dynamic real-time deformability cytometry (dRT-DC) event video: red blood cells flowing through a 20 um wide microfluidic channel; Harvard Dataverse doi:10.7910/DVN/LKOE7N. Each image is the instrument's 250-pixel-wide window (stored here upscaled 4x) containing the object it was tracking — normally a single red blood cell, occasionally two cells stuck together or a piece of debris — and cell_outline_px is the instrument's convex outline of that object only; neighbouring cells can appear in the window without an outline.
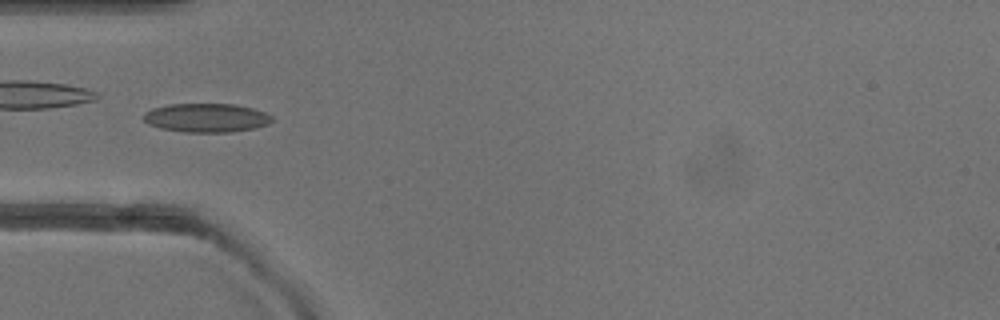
{"species": "common noctule bat (a hibernating species)", "species_latin": "Nyctalus noctula", "temperature_condition": "warm", "stored_images_in_passage": 38, "camera_frame_rate_fps": 3000, "um_per_image_px": 0.085, "animal": {"sex": "female"}, "frame": {"image": 1, "passage_image": 3, "time_ms": 0.667, "image_size_px": [1000, 320], "cell_outline_px": [[272, 120], [268, 124], [256, 128], [228, 132], [184, 132], [160, 128], [148, 124], [144, 120], [144, 112], [152, 108], [168, 104], [232, 104], [252, 108], [264, 112], [272, 116]], "centroid_in_image_um": [17.52, 10.01], "position_along_channel_um": 67.5, "area_um2": 21.56}}
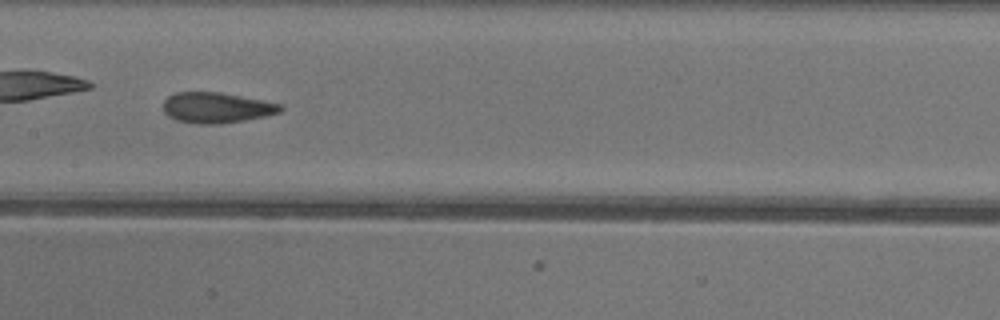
{"frame": {"image": 2, "passage_image": 12, "time_ms": 3.667, "image_size_px": [1000, 320], "cell_outline_px": [[284, 108], [280, 112], [264, 116], [244, 120], [220, 124], [196, 124], [176, 120], [168, 116], [164, 112], [164, 100], [168, 96], [176, 92], [220, 92], [264, 100], [284, 104]], "centroid_in_image_um": [18.42, 9.15], "position_along_channel_um": 189.0, "area_um2": 21.04}}
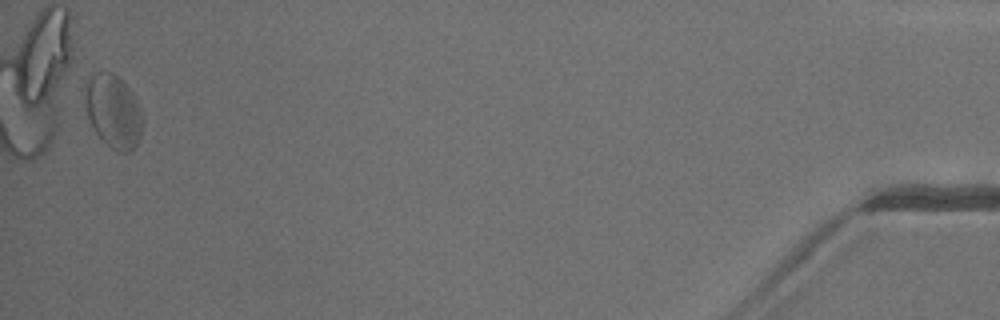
{"frame": {"image": 3, "passage_image": 37, "time_ms": 12.0, "image_size_px": [1000, 320], "cell_outline_px": [[144, 124], [140, 136], [136, 144], [128, 152], [116, 152], [92, 128], [84, 104], [84, 84], [96, 72], [112, 72], [136, 96], [140, 104], [144, 116]], "centroid_in_image_um": [9.65, 9.45], "position_along_channel_um": 425.6, "area_um2": 24.8}, "authors_computed_cell_mechanics": {"area_um2": 21.386, "velocity_mm_per_s": 4.0214, "shape_relaxation_time_tau1_ms": null, "shape_relaxation_time_tau2_ms": 1.5856, "deformation_change_tau1": null, "deformation_change_tau2": 0.0771}}